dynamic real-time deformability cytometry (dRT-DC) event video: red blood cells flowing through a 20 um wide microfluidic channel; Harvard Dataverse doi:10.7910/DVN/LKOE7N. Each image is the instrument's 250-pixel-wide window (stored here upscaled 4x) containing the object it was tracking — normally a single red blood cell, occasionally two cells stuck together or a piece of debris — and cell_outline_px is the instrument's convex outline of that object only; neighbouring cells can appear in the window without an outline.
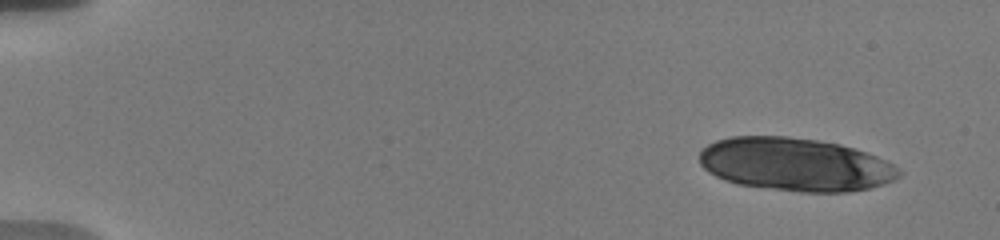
{"species": "human", "species_latin": "Homo sapiens", "temperature_condition": "warm", "stored_images_in_passage": 17, "camera_frame_rate_fps": 3000, "um_per_image_px": 0.085, "donor": {"sex": "male"}, "frame": {"image": 1, "passage_image": 1, "time_ms": 0.0, "image_size_px": [1000, 240], "cell_outline_px": [[904, 172], [900, 176], [884, 184], [868, 188], [848, 192], [800, 192], [736, 184], [724, 180], [708, 172], [700, 164], [700, 152], [708, 144], [716, 140], [732, 136], [788, 136], [816, 140], [840, 144], [876, 156], [900, 168]], "centroid_in_image_um": [67.59, 13.98], "position_along_channel_um": 17.4, "area_um2": 61.85}}